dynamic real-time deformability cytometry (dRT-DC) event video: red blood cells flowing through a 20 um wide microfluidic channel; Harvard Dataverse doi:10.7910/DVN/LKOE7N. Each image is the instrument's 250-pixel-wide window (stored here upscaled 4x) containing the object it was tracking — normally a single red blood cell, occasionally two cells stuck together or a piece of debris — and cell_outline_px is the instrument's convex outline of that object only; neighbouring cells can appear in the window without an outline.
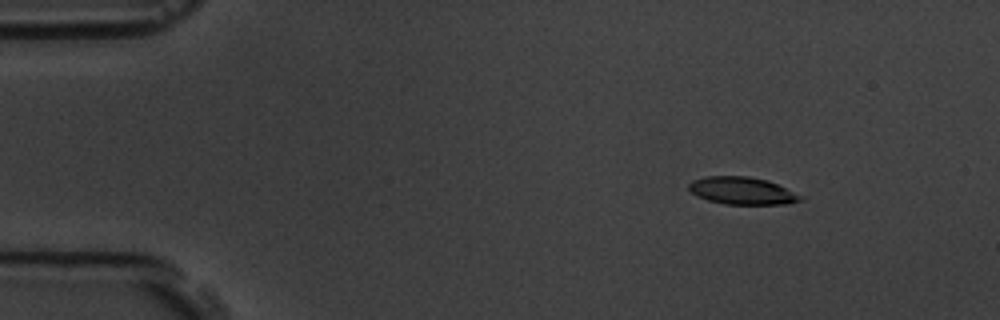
{"species": "common noctule bat (a hibernating species)", "species_latin": "Nyctalus noctula", "temperature_condition": "room temperature", "stored_images_in_passage": 4, "camera_frame_rate_fps": 3000, "um_per_image_px": 0.085, "animal": {"sex": "male", "body_mass_g": 19.5, "forearm_length_mm": 54.6}, "frame": {"image": 1, "passage_image": 1, "time_ms": 0.0, "image_size_px": [1000, 320], "cell_outline_px": [[804, 200], [788, 204], [724, 204], [708, 200], [696, 196], [688, 188], [688, 184], [692, 180], [708, 176], [748, 176], [768, 180], [804, 196]], "centroid_in_image_um": [63.11, 16.22], "position_along_channel_um": 21.9, "area_um2": 17.98}}